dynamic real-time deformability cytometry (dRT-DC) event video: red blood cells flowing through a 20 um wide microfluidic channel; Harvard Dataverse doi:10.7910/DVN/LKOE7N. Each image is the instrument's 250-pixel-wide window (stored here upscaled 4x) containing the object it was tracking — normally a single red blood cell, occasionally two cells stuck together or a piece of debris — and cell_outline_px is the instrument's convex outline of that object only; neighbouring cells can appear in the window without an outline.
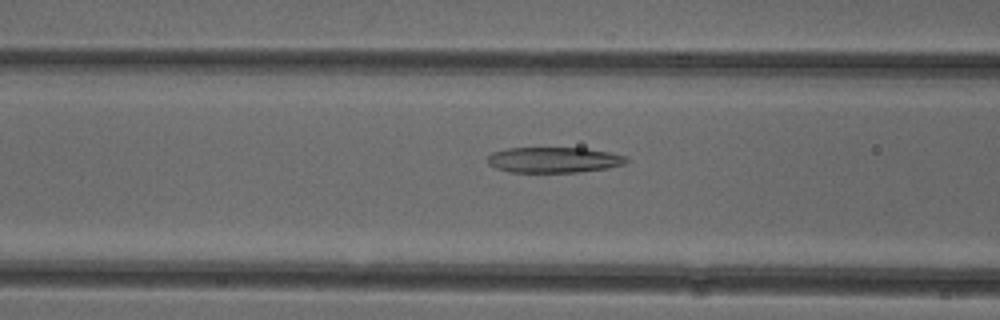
{"species": "common noctule bat (a hibernating species)", "species_latin": "Nyctalus noctula", "temperature_condition": "cold", "stored_images_in_passage": 48, "camera_frame_rate_fps": 3000, "um_per_image_px": 0.085, "animal": {"sex": "female"}, "frame": {"image": 1, "passage_image": 17, "time_ms": 5.333, "image_size_px": [1000, 320], "cell_outline_px": [[628, 160], [624, 164], [608, 168], [580, 172], [512, 172], [496, 168], [488, 164], [488, 156], [492, 152], [508, 148], [584, 148], [608, 152], [628, 156]], "centroid_in_image_um": [47.09, 13.59], "position_along_channel_um": 119.5, "area_um2": 20.69}}
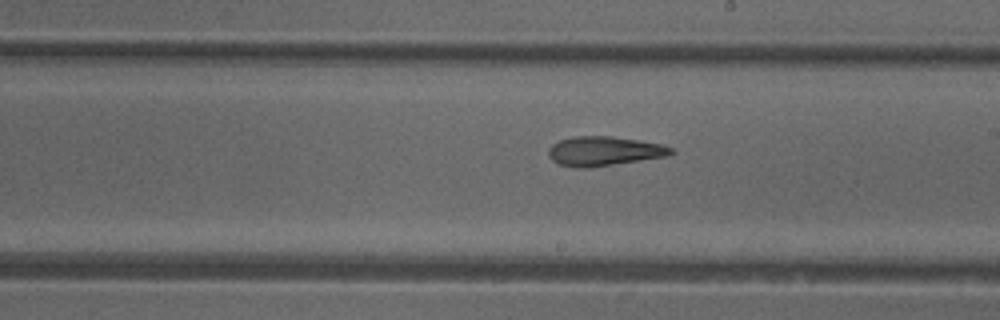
{"frame": {"image": 2, "passage_image": 26, "time_ms": 8.333, "image_size_px": [1000, 320], "cell_outline_px": [[676, 152], [668, 156], [588, 168], [576, 168], [556, 164], [548, 156], [548, 148], [552, 144], [560, 140], [572, 136], [612, 136], [640, 140], [660, 144], [672, 148]], "centroid_in_image_um": [51.31, 12.85], "position_along_channel_um": 237.7, "area_um2": 21.21}}
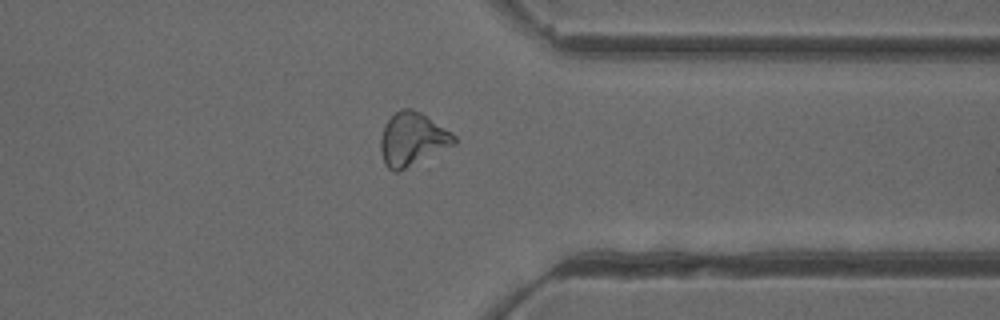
{"frame": {"image": 3, "passage_image": 37, "time_ms": 12.0, "image_size_px": [1000, 320], "cell_outline_px": [[456, 144], [396, 172], [392, 172], [384, 164], [380, 148], [380, 140], [384, 124], [400, 108], [412, 108], [420, 112], [456, 136]], "centroid_in_image_um": [35.02, 11.83], "position_along_channel_um": 376.4, "area_um2": 22.48}, "authors_computed_cell_mechanics": {"area_um2": 22.1663, "velocity_mm_per_s": 3.9296, "shape_relaxation_time_tau1_ms": null, "shape_relaxation_time_tau2_ms": 2.6249, "deformation_change_tau1": null, "deformation_change_tau2": 0.1191}}